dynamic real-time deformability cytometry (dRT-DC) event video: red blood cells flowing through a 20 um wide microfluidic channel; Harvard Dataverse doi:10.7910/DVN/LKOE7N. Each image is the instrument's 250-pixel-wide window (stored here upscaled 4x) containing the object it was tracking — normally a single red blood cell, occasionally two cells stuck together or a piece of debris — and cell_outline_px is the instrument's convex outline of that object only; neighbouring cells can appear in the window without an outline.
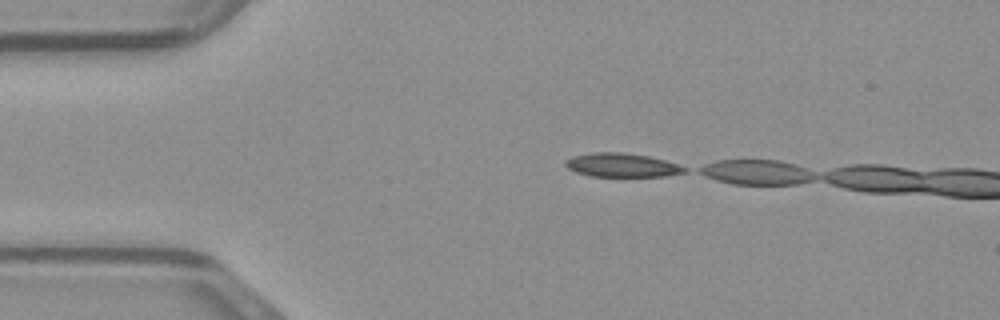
{"species": "common noctule bat (a hibernating species)", "species_latin": "Nyctalus noctula", "temperature_condition": "warm", "stored_images_in_passage": 3, "camera_frame_rate_fps": 3000, "um_per_image_px": 0.085, "animal": {"sex": "male", "body_mass_g": 23.1, "forearm_length_mm": 52.7}, "frame": {"image": 1, "passage_image": 1, "time_ms": 0.0, "image_size_px": [1000, 320], "cell_outline_px": [[688, 172], [664, 176], [592, 176], [576, 172], [568, 168], [564, 164], [564, 160], [572, 156], [592, 152], [624, 152], [648, 156], [664, 160], [688, 168]], "centroid_in_image_um": [52.84, 14.03], "position_along_channel_um": 32.2, "area_um2": 16.53}}